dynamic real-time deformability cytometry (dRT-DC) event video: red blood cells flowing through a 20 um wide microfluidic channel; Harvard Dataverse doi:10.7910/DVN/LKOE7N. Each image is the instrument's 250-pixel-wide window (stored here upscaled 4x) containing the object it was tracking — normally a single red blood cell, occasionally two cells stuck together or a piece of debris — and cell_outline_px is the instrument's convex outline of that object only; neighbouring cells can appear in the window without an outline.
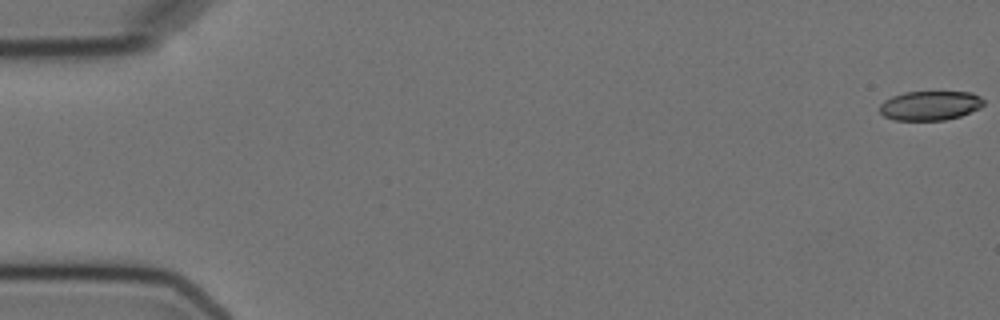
{"species": "Egyptian fruit bat (a non-hibernating species)", "species_latin": "Rousettus aegyptiacus", "temperature_condition": "cold", "stored_images_in_passage": 3, "camera_frame_rate_fps": 3000, "um_per_image_px": 0.085, "animal": {"sex": "female"}, "frame": {"image": 1, "passage_image": 1, "time_ms": 0.0, "image_size_px": [1000, 320], "cell_outline_px": [[984, 104], [980, 108], [960, 116], [944, 120], [896, 120], [884, 116], [880, 112], [880, 104], [884, 100], [892, 96], [904, 92], [972, 92], [980, 96], [984, 100]], "centroid_in_image_um": [79.06, 8.97], "position_along_channel_um": 5.9, "area_um2": 17.8}}